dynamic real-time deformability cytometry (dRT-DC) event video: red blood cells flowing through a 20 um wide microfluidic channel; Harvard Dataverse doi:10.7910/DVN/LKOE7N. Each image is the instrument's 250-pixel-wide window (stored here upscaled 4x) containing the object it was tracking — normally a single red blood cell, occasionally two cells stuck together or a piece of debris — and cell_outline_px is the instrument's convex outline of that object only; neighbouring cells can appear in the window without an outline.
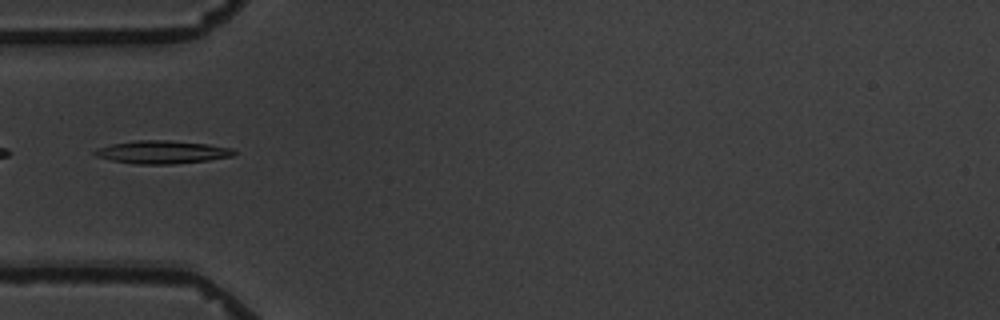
{"species": "common noctule bat (a hibernating species)", "species_latin": "Nyctalus noctula", "temperature_condition": "warm", "stored_images_in_passage": 11, "camera_frame_rate_fps": 3000, "um_per_image_px": 0.085, "animal": {"sex": "male", "body_mass_g": 19.5, "forearm_length_mm": 54.6}, "frame": {"image": 1, "passage_image": 5, "time_ms": 5.333, "image_size_px": [1000, 320], "cell_outline_px": [[236, 152], [232, 156], [208, 160], [172, 164], [136, 164], [112, 160], [96, 156], [92, 152], [96, 148], [112, 144], [136, 140], [168, 140], [208, 144], [232, 148]], "centroid_in_image_um": [13.76, 12.92], "position_along_channel_um": 71.2, "area_um2": 18.55}}
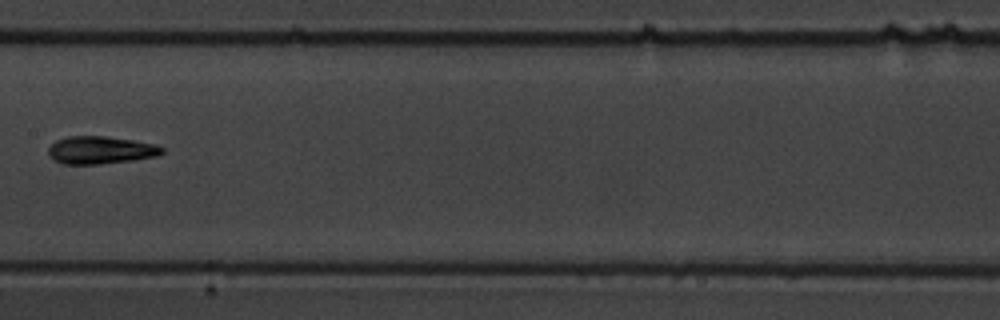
{"frame": {"image": 2, "passage_image": 8, "time_ms": 9.0, "image_size_px": [1000, 320], "cell_outline_px": [[164, 152], [156, 156], [132, 160], [100, 164], [64, 164], [56, 160], [48, 152], [48, 148], [56, 140], [68, 136], [104, 136], [132, 140], [156, 144], [164, 148]], "centroid_in_image_um": [8.57, 12.75], "position_along_channel_um": 198.8, "area_um2": 18.15}}
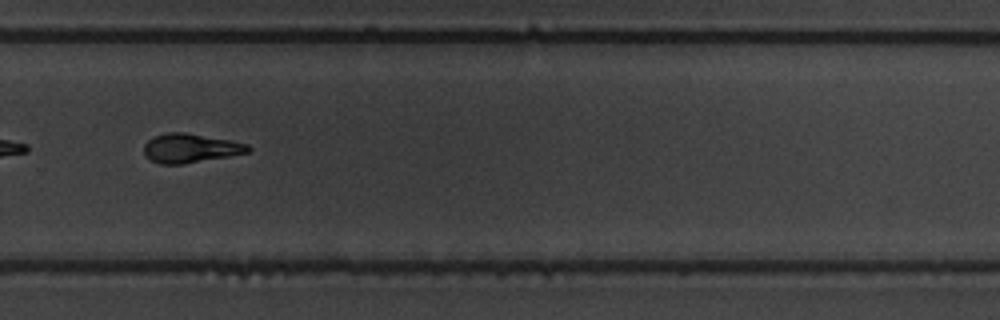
{"frame": {"image": 3, "passage_image": 11, "time_ms": 12.333, "image_size_px": [1000, 320], "cell_outline_px": [[252, 148], [248, 152], [228, 156], [184, 164], [160, 164], [152, 160], [144, 152], [144, 144], [152, 136], [168, 132], [184, 132], [228, 140], [248, 144]], "centroid_in_image_um": [16.16, 12.59], "position_along_channel_um": 313.6, "area_um2": 17.46}}